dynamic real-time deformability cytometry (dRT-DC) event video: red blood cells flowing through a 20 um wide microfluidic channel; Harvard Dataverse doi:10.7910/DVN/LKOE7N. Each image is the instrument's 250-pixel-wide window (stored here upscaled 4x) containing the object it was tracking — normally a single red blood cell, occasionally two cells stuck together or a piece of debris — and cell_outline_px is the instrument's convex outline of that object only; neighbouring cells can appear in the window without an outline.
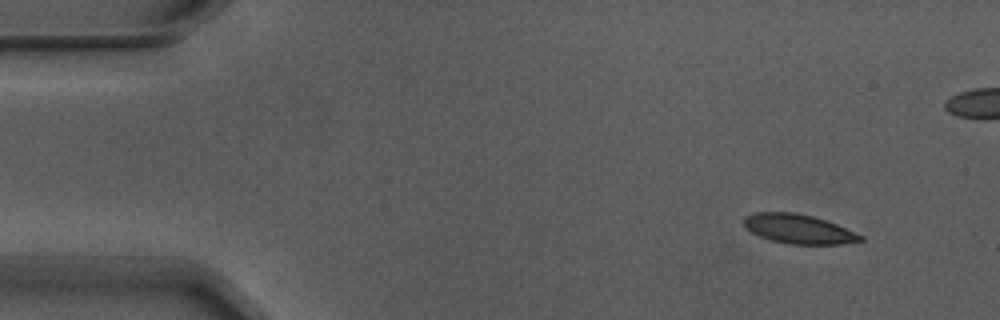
{"species": "Egyptian fruit bat (a non-hibernating species)", "species_latin": "Rousettus aegyptiacus", "temperature_condition": "warm", "stored_images_in_passage": 4, "camera_frame_rate_fps": 3000, "um_per_image_px": 0.085, "animal": {"sex": "male"}, "frame": {"image": 1, "passage_image": 1, "time_ms": 0.0, "image_size_px": [1000, 320], "cell_outline_px": [[864, 240], [840, 244], [788, 244], [772, 240], [760, 236], [752, 232], [744, 224], [744, 216], [756, 212], [792, 212], [812, 216], [828, 220], [864, 236]], "centroid_in_image_um": [67.91, 19.46], "position_along_channel_um": 17.1, "area_um2": 19.83}}